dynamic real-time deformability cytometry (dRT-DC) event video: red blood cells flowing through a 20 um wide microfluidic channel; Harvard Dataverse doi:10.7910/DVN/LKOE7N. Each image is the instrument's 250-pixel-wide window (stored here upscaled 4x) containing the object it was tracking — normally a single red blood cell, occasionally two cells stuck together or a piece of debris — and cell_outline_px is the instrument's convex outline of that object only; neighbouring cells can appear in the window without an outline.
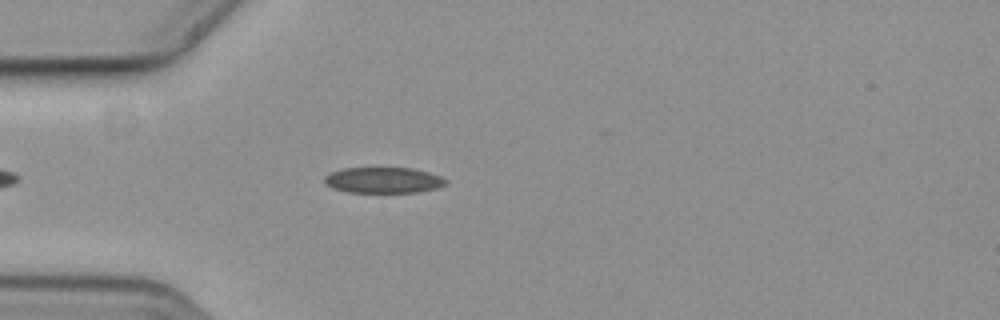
{"species": "common noctule bat (a hibernating species)", "species_latin": "Nyctalus noctula", "temperature_condition": "cold", "stored_images_in_passage": 8, "camera_frame_rate_fps": 3000, "um_per_image_px": 0.085, "animal": {"sex": "female", "body_mass_g": 19.3, "forearm_length_mm": 54.1}, "frame": {"image": 1, "passage_image": 6, "time_ms": 1.667, "image_size_px": [1000, 320], "cell_outline_px": [[448, 184], [436, 188], [416, 192], [348, 192], [332, 188], [324, 184], [324, 176], [332, 172], [344, 168], [412, 168], [428, 172], [440, 176], [448, 180]], "centroid_in_image_um": [32.58, 15.31], "position_along_channel_um": 52.4, "area_um2": 18.26}}